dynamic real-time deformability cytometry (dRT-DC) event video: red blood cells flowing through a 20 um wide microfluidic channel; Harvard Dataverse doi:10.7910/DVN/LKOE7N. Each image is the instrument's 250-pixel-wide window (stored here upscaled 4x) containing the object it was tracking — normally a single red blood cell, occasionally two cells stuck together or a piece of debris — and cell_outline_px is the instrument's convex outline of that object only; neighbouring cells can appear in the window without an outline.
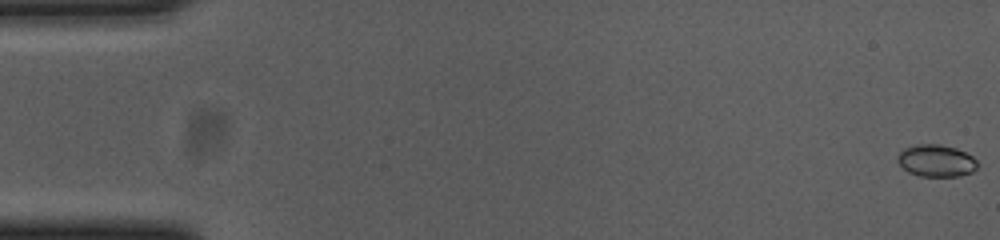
{"species": "common noctule bat (a hibernating species)", "species_latin": "Nyctalus noctula", "temperature_condition": "cold", "stored_images_in_passage": 56, "camera_frame_rate_fps": 3000, "um_per_image_px": 0.085, "animal": {"sex": "female", "body_mass_g": 23.0, "forearm_length_mm": 53.4}, "frame": {"image": 1, "passage_image": 1, "time_ms": 0.0, "image_size_px": [1000, 240], "cell_outline_px": [[976, 168], [972, 172], [960, 176], [920, 176], [908, 172], [896, 160], [896, 156], [904, 148], [916, 144], [936, 144], [956, 148], [972, 156], [976, 160]], "centroid_in_image_um": [79.55, 13.66], "position_along_channel_um": 5.5, "area_um2": 14.85}}
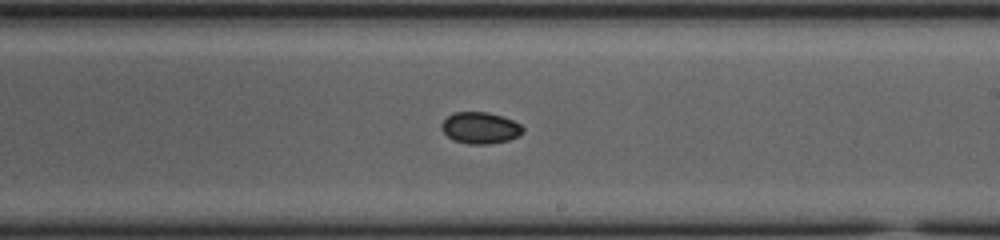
{"frame": {"image": 2, "passage_image": 33, "time_ms": 10.667, "image_size_px": [1000, 240], "cell_outline_px": [[524, 132], [520, 136], [508, 140], [488, 144], [468, 144], [452, 140], [440, 128], [440, 124], [452, 112], [488, 112], [512, 120], [520, 124], [524, 128]], "centroid_in_image_um": [40.81, 10.87], "position_along_channel_um": 248.2, "area_um2": 15.03}}
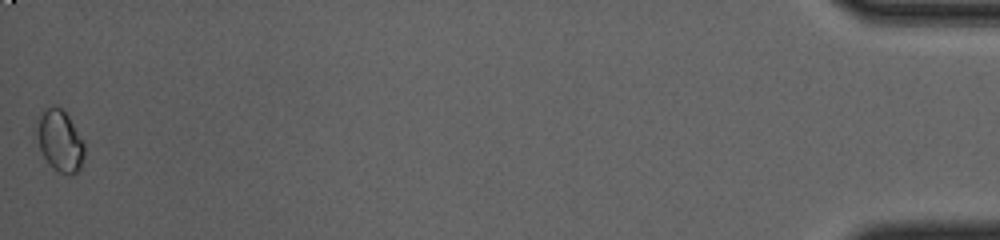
{"frame": {"image": 3, "passage_image": 56, "time_ms": 18.333, "image_size_px": [1000, 240], "cell_outline_px": [[84, 156], [80, 168], [76, 172], [68, 176], [60, 172], [44, 156], [40, 148], [36, 136], [36, 132], [40, 116], [52, 104], [60, 108], [68, 116], [84, 144]], "centroid_in_image_um": [5.1, 11.98], "position_along_channel_um": 430.1, "area_um2": 16.42}, "authors_computed_cell_mechanics": {"area_um2": 14.9413, "velocity_mm_per_s": 3.6713, "shape_relaxation_time_tau1_ms": 1.1625, "shape_relaxation_time_tau2_ms": null, "deformation_change_tau1": 0.0317, "deformation_change_tau2": null}}